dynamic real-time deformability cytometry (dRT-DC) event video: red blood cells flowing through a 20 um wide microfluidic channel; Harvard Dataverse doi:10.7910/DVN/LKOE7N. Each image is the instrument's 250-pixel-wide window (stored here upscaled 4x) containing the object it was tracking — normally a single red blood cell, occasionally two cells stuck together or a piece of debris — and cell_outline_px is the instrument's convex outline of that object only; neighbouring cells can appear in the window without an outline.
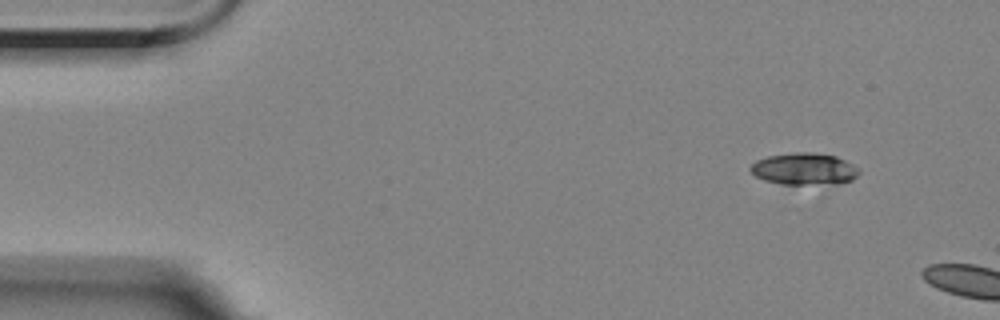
{"species": "Egyptian fruit bat (a non-hibernating species)", "species_latin": "Rousettus aegyptiacus", "temperature_condition": "room temperature", "stored_images_in_passage": 2, "camera_frame_rate_fps": 3000, "um_per_image_px": 0.085, "animal": {"sex": "female"}, "frame": {"image": 1, "passage_image": 1, "time_ms": 0.0, "image_size_px": [1000, 320], "cell_outline_px": [[860, 172], [852, 180], [836, 184], [780, 184], [764, 180], [756, 176], [748, 168], [756, 160], [768, 156], [796, 152], [812, 152], [836, 156], [860, 168]], "centroid_in_image_um": [68.37, 14.36], "position_along_channel_um": 16.6, "area_um2": 20.23}}